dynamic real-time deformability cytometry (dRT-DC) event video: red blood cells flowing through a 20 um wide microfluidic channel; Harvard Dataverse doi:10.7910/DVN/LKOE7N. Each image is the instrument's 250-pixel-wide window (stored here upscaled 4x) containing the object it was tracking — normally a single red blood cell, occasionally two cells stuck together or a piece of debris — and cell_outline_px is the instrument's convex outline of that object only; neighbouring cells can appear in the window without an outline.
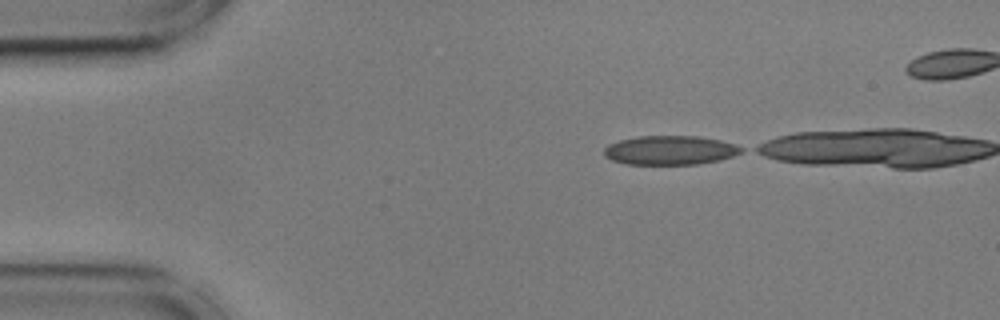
{"species": "common noctule bat (a hibernating species)", "species_latin": "Nyctalus noctula", "temperature_condition": "cold", "stored_images_in_passage": 12, "camera_frame_rate_fps": 3000, "um_per_image_px": 0.085, "animal": {"sex": "male", "body_mass_g": 17.9, "forearm_length_mm": 54.2}, "frame": {"image": 1, "passage_image": 1, "time_ms": 0.0, "image_size_px": [1000, 320], "cell_outline_px": [[744, 148], [740, 152], [732, 156], [720, 160], [696, 164], [628, 164], [612, 160], [604, 156], [604, 148], [608, 144], [620, 140], [640, 136], [696, 136], [720, 140], [736, 144]], "centroid_in_image_um": [56.95, 12.77], "position_along_channel_um": 28.0, "area_um2": 23.18}}